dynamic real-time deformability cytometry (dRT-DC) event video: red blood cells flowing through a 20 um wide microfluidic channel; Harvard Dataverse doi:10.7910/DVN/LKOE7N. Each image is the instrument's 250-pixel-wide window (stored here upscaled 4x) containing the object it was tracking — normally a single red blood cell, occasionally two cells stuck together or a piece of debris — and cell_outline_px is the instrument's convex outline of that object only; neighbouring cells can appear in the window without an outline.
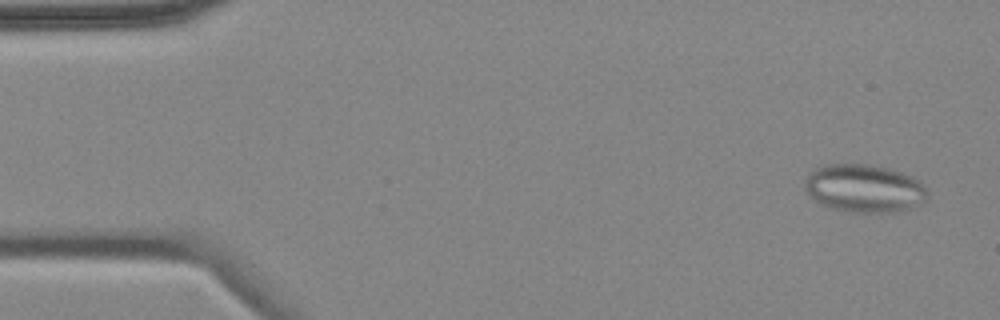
{"species": "common noctule bat (a hibernating species)", "species_latin": "Nyctalus noctula", "temperature_condition": "cold", "stored_images_in_passage": 4, "camera_frame_rate_fps": 3000, "um_per_image_px": 0.085, "animal": {"sex": "female", "body_mass_g": 18.4}, "frame": {"image": 1, "passage_image": 1, "time_ms": 0.0, "image_size_px": [1000, 320], "cell_outline_px": [[928, 196], [920, 204], [912, 208], [896, 212], [852, 212], [828, 208], [812, 200], [804, 188], [804, 184], [808, 176], [816, 168], [824, 164], [868, 164], [888, 168], [912, 176], [920, 180], [924, 184]], "centroid_in_image_um": [73.45, 16.02], "position_along_channel_um": 11.5, "area_um2": 34.62}}